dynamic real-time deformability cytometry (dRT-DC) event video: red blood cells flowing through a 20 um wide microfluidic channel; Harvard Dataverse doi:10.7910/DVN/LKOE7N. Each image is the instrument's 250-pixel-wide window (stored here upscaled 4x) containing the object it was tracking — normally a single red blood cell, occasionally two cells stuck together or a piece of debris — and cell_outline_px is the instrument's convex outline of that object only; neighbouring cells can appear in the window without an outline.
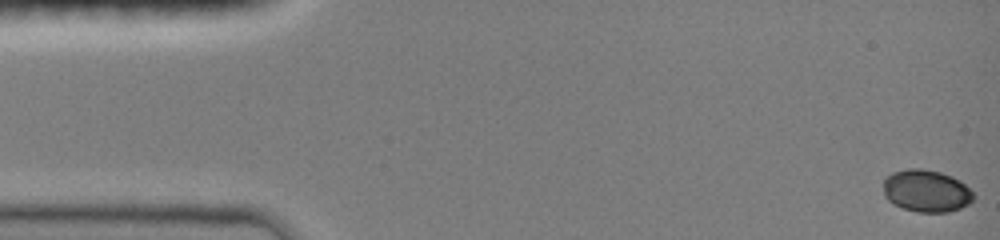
{"species": "common noctule bat (a hibernating species)", "species_latin": "Nyctalus noctula", "temperature_condition": "room temperature", "stored_images_in_passage": 47, "camera_frame_rate_fps": 3000, "um_per_image_px": 0.085, "animal": {"sex": "female", "body_mass_g": 19.0, "forearm_length_mm": 51.5}, "frame": {"image": 1, "passage_image": 1, "time_ms": 0.0, "image_size_px": [1000, 240], "cell_outline_px": [[976, 196], [968, 204], [960, 208], [948, 212], [916, 212], [892, 204], [884, 196], [884, 180], [892, 172], [908, 168], [920, 168], [940, 172], [952, 176], [960, 180]], "centroid_in_image_um": [78.73, 16.22], "position_along_channel_um": 6.3, "area_um2": 22.25}}
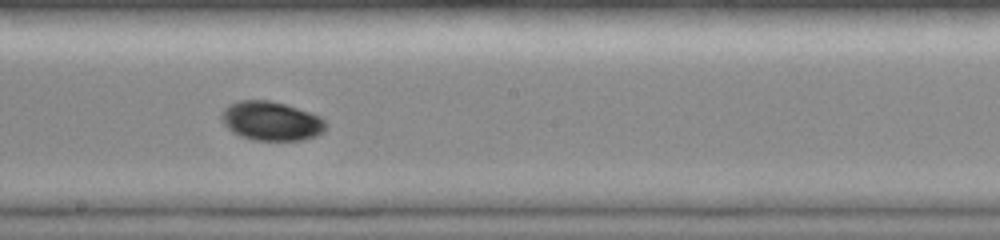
{"frame": {"image": 2, "passage_image": 27, "time_ms": 8.667, "image_size_px": [1000, 240], "cell_outline_px": [[328, 124], [324, 132], [316, 136], [304, 140], [252, 140], [240, 136], [232, 132], [220, 120], [220, 112], [228, 104], [240, 100], [268, 100], [284, 104], [320, 116]], "centroid_in_image_um": [23.03, 10.29], "position_along_channel_um": 225.2, "area_um2": 23.99}}
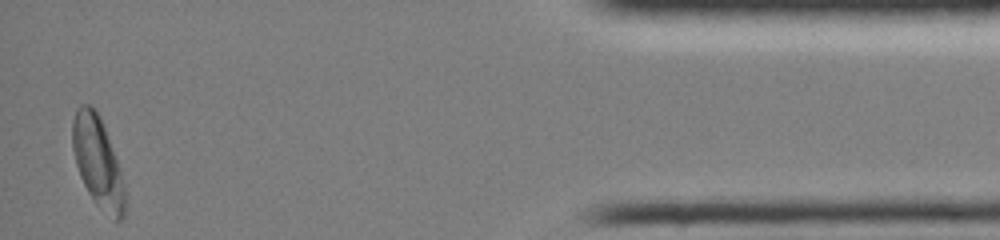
{"frame": {"image": 3, "passage_image": 47, "time_ms": 15.333, "image_size_px": [1000, 240], "cell_outline_px": [[124, 220], [116, 224], [96, 204], [88, 192], [80, 176], [76, 164], [72, 148], [72, 120], [76, 108], [80, 104], [88, 104], [100, 116], [116, 160], [120, 172], [124, 188]], "centroid_in_image_um": [8.29, 13.81], "position_along_channel_um": 426.9, "area_um2": 27.4}, "authors_computed_cell_mechanics": {"area_um2": 23.8136, "velocity_mm_per_s": 3.9856, "shape_relaxation_time_tau1_ms": 2.7694, "shape_relaxation_time_tau2_ms": null, "deformation_change_tau1": 0.0679, "deformation_change_tau2": null}}